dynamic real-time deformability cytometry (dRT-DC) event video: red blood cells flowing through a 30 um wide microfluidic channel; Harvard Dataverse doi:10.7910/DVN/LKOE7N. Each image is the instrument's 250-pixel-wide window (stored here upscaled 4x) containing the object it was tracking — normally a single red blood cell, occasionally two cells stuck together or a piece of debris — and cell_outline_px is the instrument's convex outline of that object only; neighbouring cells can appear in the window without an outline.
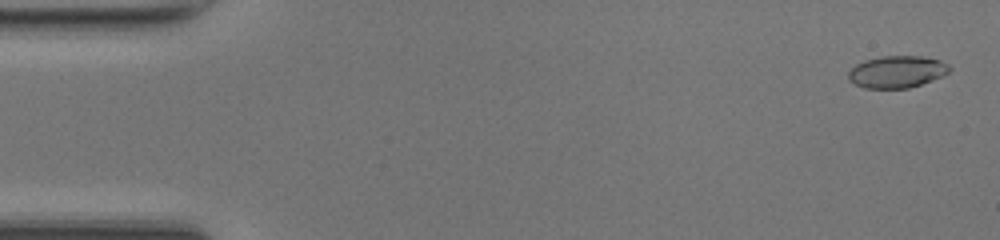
{"species": "common noctule bat (a hibernating species)", "species_latin": "Nyctalus noctula", "temperature_condition": "room temperature", "stored_images_in_passage": 50, "camera_frame_rate_fps": 3000, "um_per_image_px": 0.085, "animal": {"sex": "female", "body_mass_g": 17.0, "forearm_length_mm": 48.0}, "frame": {"image": 1, "passage_image": 2, "time_ms": 0.333, "image_size_px": [1000, 240], "cell_outline_px": [[952, 68], [944, 76], [908, 88], [864, 88], [848, 80], [848, 72], [856, 64], [864, 60], [880, 56], [924, 56], [940, 60], [948, 64]], "centroid_in_image_um": [76.25, 6.09], "position_along_channel_um": 8.8, "area_um2": 18.96}}
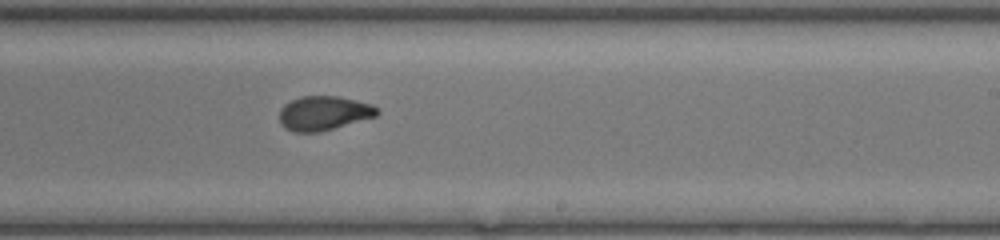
{"frame": {"image": 2, "passage_image": 30, "time_ms": 9.667, "image_size_px": [1000, 240], "cell_outline_px": [[380, 112], [376, 116], [320, 132], [292, 132], [284, 128], [280, 124], [280, 108], [284, 104], [300, 96], [340, 96], [372, 104]], "centroid_in_image_um": [27.49, 9.62], "position_along_channel_um": 261.5, "area_um2": 19.59}}
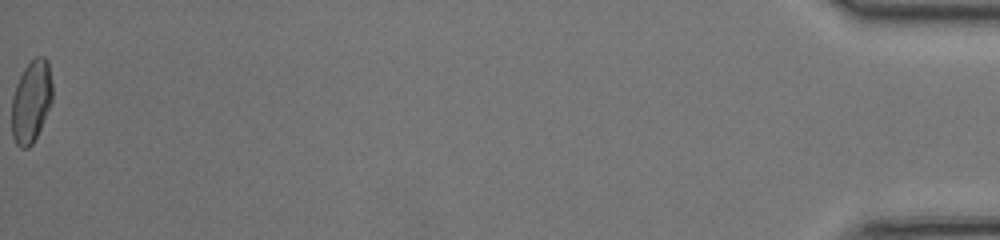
{"frame": {"image": 3, "passage_image": 50, "time_ms": 16.333, "image_size_px": [1000, 240], "cell_outline_px": [[52, 104], [32, 144], [28, 148], [20, 148], [16, 144], [12, 136], [12, 96], [16, 84], [24, 68], [36, 56], [44, 56], [48, 60], [52, 84]], "centroid_in_image_um": [2.66, 8.62], "position_along_channel_um": 432.5, "area_um2": 19.59}, "authors_computed_cell_mechanics": {"area_um2": 19.5075, "velocity_mm_per_s": 4.218, "shape_relaxation_time_tau1_ms": 9.8386, "shape_relaxation_time_tau2_ms": 1.0709, "deformation_change_tau1": 0.2378, "deformation_change_tau2": 0.0624}}